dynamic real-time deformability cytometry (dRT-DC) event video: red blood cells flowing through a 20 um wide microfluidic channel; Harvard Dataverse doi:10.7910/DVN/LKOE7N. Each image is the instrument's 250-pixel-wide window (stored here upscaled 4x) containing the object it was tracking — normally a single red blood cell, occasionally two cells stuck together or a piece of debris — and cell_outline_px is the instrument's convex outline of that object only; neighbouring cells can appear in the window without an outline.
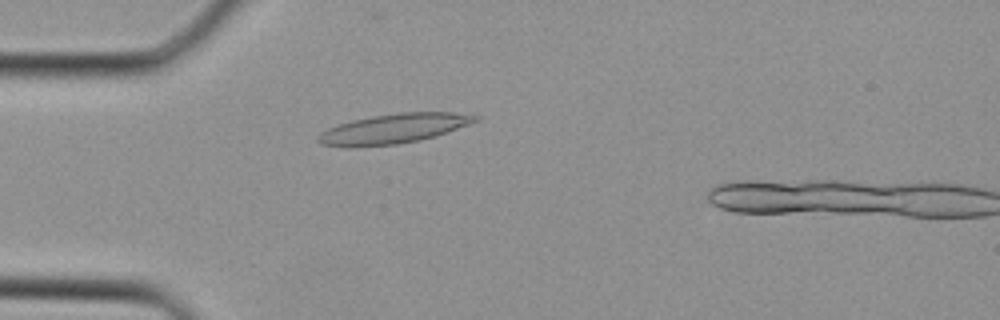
{"species": "Egyptian fruit bat (a non-hibernating species)", "species_latin": "Rousettus aegyptiacus", "temperature_condition": "cold", "stored_images_in_passage": 2, "camera_frame_rate_fps": 3000, "um_per_image_px": 0.085, "animal": {"sex": "female"}, "frame": {"image": 1, "passage_image": 1, "time_ms": 0.0, "image_size_px": [1000, 320], "cell_outline_px": [[480, 120], [436, 136], [420, 140], [396, 144], [352, 148], [344, 148], [320, 144], [316, 140], [316, 136], [320, 132], [328, 128], [352, 120], [372, 116], [396, 112], [452, 112], [480, 116]], "centroid_in_image_um": [33.4, 10.95], "position_along_channel_um": 51.6, "area_um2": 27.57}}